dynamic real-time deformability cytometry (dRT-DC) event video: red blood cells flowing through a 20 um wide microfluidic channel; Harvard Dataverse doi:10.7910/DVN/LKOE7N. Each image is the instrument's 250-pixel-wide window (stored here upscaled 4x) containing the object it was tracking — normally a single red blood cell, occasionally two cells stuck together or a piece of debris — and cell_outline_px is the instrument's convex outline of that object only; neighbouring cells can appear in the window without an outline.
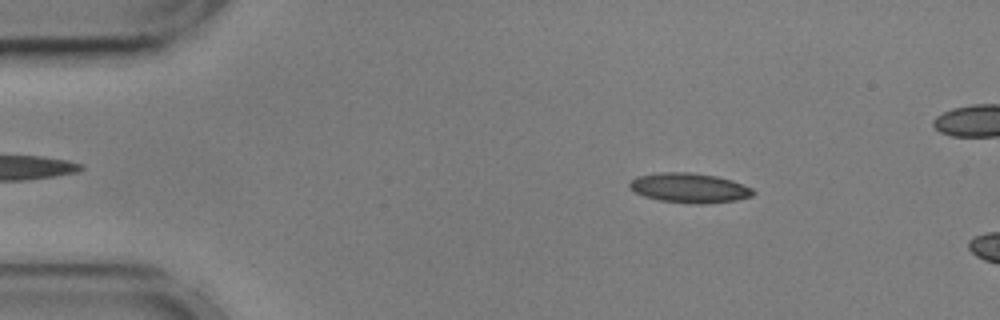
{"species": "common noctule bat (a hibernating species)", "species_latin": "Nyctalus noctula", "temperature_condition": "cold", "stored_images_in_passage": 13, "camera_frame_rate_fps": 3000, "um_per_image_px": 0.085, "animal": {"sex": "male", "body_mass_g": 17.9, "forearm_length_mm": 54.2}, "frame": {"image": 1, "passage_image": 8, "time_ms": 2.333, "image_size_px": [1000, 320], "cell_outline_px": [[756, 192], [752, 196], [736, 200], [704, 204], [696, 204], [660, 200], [644, 196], [628, 188], [628, 184], [636, 176], [660, 172], [692, 172], [716, 176], [732, 180], [752, 188]], "centroid_in_image_um": [58.59, 15.96], "position_along_channel_um": 26.4, "area_um2": 21.44}}